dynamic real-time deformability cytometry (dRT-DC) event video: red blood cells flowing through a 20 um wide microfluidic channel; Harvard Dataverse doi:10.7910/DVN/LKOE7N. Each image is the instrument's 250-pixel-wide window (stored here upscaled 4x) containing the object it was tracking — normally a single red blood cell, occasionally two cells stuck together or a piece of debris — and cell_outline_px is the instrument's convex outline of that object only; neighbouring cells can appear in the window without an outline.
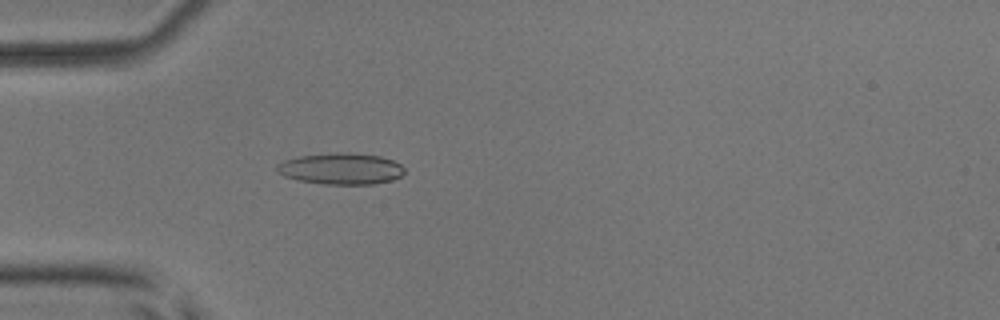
{"species": "common noctule bat (a hibernating species)", "species_latin": "Nyctalus noctula", "temperature_condition": "room temperature", "stored_images_in_passage": 54, "camera_frame_rate_fps": 3000, "um_per_image_px": 0.085, "animal": {"sex": "male", "body_mass_g": 17.9, "forearm_length_mm": 54.2}, "frame": {"image": 1, "passage_image": 17, "time_ms": 5.333, "image_size_px": [1000, 320], "cell_outline_px": [[404, 172], [400, 176], [392, 180], [372, 184], [324, 184], [300, 180], [284, 176], [276, 172], [276, 164], [284, 160], [300, 156], [336, 152], [348, 152], [380, 156], [392, 160], [400, 164], [404, 168]], "centroid_in_image_um": [28.96, 14.33], "position_along_channel_um": 56.0, "area_um2": 23.29}}
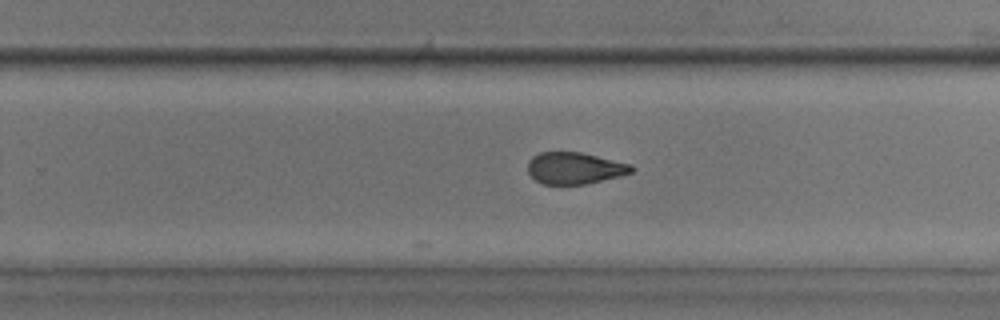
{"frame": {"image": 2, "passage_image": 35, "time_ms": 11.333, "image_size_px": [1000, 320], "cell_outline_px": [[636, 168], [632, 172], [620, 176], [584, 184], [544, 184], [536, 180], [528, 172], [528, 160], [532, 156], [540, 152], [580, 152], [632, 164]], "centroid_in_image_um": [48.86, 14.28], "position_along_channel_um": 280.9, "area_um2": 19.13}}
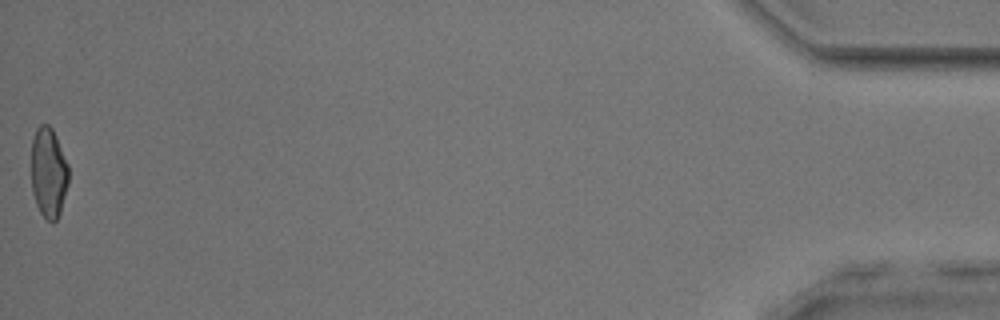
{"frame": {"image": 3, "passage_image": 54, "time_ms": 17.667, "image_size_px": [1000, 320], "cell_outline_px": [[68, 184], [60, 212], [56, 220], [52, 224], [40, 212], [36, 204], [32, 192], [32, 140], [36, 128], [40, 124], [48, 124], [52, 128], [56, 136], [68, 164]], "centroid_in_image_um": [4.13, 14.67], "position_along_channel_um": 431.1, "area_um2": 19.59}, "authors_computed_cell_mechanics": {"area_um2": 20.8947, "velocity_mm_per_s": 3.8904, "shape_relaxation_time_tau1_ms": null, "shape_relaxation_time_tau2_ms": 1.8168, "deformation_change_tau1": null, "deformation_change_tau2": 0.097}}